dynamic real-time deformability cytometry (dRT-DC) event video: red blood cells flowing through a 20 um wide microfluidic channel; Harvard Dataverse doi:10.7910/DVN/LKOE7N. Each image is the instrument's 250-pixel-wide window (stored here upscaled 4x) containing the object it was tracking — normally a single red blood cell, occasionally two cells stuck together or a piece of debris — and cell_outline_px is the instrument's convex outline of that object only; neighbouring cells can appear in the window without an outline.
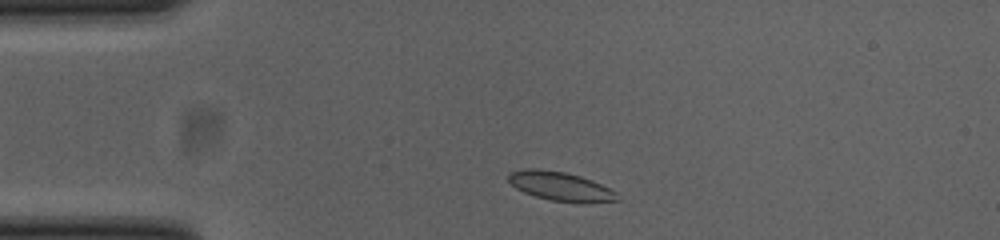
{"species": "common noctule bat (a hibernating species)", "species_latin": "Nyctalus noctula", "temperature_condition": "cold", "stored_images_in_passage": 42, "camera_frame_rate_fps": 3000, "um_per_image_px": 0.085, "animal": {"sex": "female", "body_mass_g": 23.0, "forearm_length_mm": 53.4}, "frame": {"image": 1, "passage_image": 1, "time_ms": 0.0, "image_size_px": [1000, 240], "cell_outline_px": [[620, 200], [552, 200], [536, 196], [524, 192], [516, 188], [508, 180], [508, 176], [512, 172], [528, 168], [536, 168], [564, 172], [580, 176], [592, 180], [616, 192]], "centroid_in_image_um": [47.56, 15.78], "position_along_channel_um": 37.4, "area_um2": 17.34}}
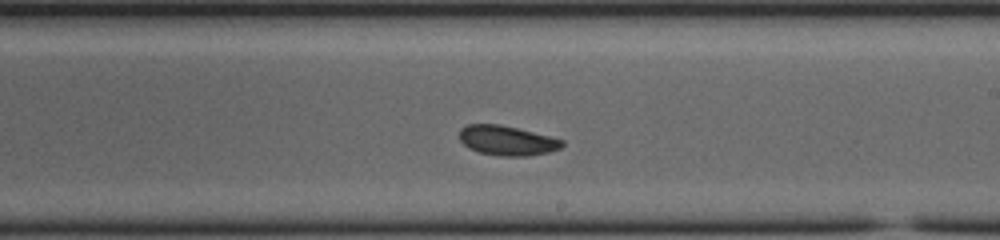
{"frame": {"image": 2, "passage_image": 20, "time_ms": 6.333, "image_size_px": [1000, 240], "cell_outline_px": [[564, 144], [560, 148], [548, 152], [528, 156], [500, 156], [480, 152], [468, 148], [460, 140], [460, 128], [468, 124], [500, 124], [564, 140]], "centroid_in_image_um": [43.08, 11.94], "position_along_channel_um": 245.9, "area_um2": 17.63}}
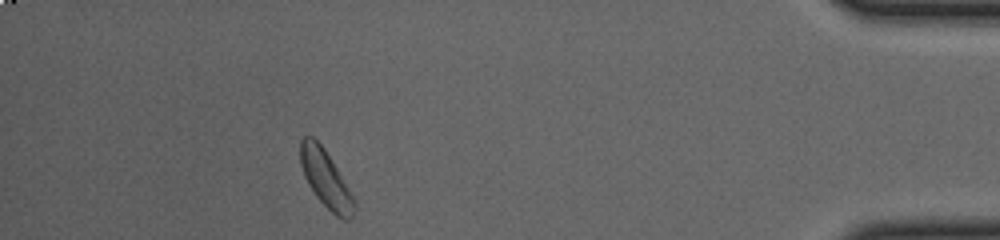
{"frame": {"image": 3, "passage_image": 37, "time_ms": 12.0, "image_size_px": [1000, 240], "cell_outline_px": [[356, 208], [352, 220], [344, 220], [336, 216], [316, 196], [308, 184], [304, 176], [300, 164], [300, 140], [304, 136], [312, 136], [324, 148], [332, 160], [356, 200]], "centroid_in_image_um": [27.71, 15.23], "position_along_channel_um": 407.5, "area_um2": 18.09}, "authors_computed_cell_mechanics": {"area_um2": 17.7735, "velocity_mm_per_s": 3.8278, "shape_relaxation_time_tau1_ms": 3.6187, "shape_relaxation_time_tau2_ms": 1.3062, "deformation_change_tau1": 0.1197, "deformation_change_tau2": 0.0454}}